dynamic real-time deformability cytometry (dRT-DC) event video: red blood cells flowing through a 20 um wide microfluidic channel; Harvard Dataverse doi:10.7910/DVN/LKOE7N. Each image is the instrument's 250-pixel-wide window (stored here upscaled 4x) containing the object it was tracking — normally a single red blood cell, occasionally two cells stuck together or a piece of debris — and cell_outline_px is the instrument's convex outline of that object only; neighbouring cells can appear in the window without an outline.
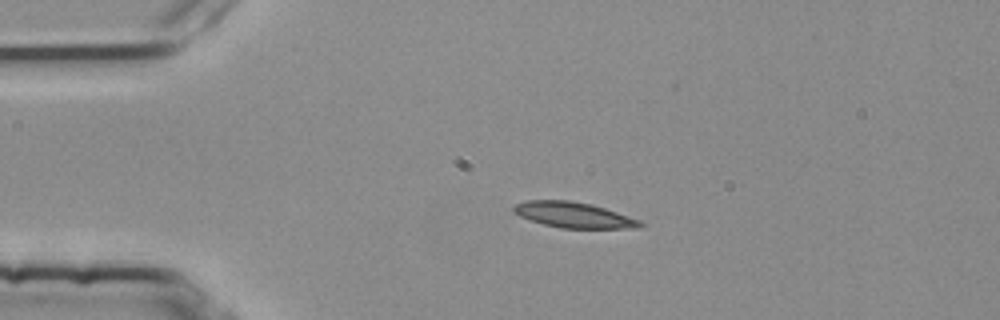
{"species": "common noctule bat (a hibernating species)", "species_latin": "Nyctalus noctula", "temperature_condition": "room temperature", "stored_images_in_passage": 3, "camera_frame_rate_fps": 3000, "um_per_image_px": 0.085, "animal": {"sex": "female", "body_mass_g": 25.1}, "frame": {"image": 1, "passage_image": 2, "time_ms": 0.333, "image_size_px": [1000, 320], "cell_outline_px": [[644, 224], [640, 228], [560, 228], [544, 224], [520, 216], [512, 212], [512, 208], [516, 204], [524, 200], [568, 200], [588, 204], [604, 208], [640, 220]], "centroid_in_image_um": [48.74, 18.27], "position_along_channel_um": 36.3, "area_um2": 18.67}}